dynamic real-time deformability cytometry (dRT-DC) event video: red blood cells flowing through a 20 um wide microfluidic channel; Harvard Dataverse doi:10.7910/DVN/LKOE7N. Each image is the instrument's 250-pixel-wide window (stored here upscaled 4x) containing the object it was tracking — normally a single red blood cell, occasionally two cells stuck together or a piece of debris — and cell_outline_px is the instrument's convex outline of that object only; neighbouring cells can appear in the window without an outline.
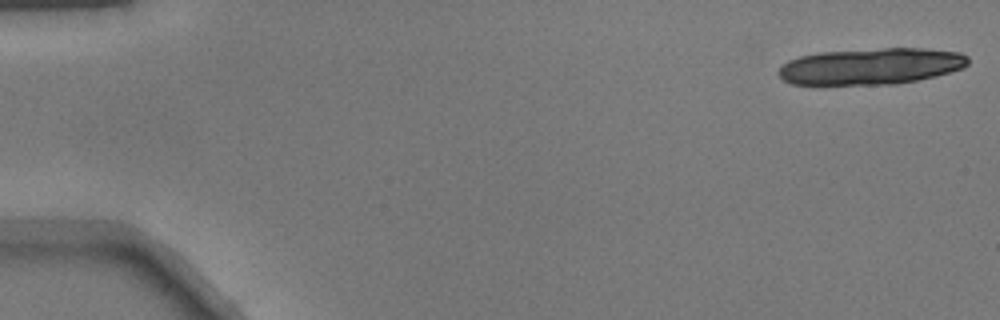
{"species": "common noctule bat (a hibernating species)", "species_latin": "Nyctalus noctula", "temperature_condition": "warm", "stored_images_in_passage": 8, "camera_frame_rate_fps": 3000, "um_per_image_px": 0.085, "animal": {"sex": "male", "body_mass_g": 17.9}, "frame": {"image": 1, "passage_image": 1, "time_ms": 0.0, "image_size_px": [1000, 320], "cell_outline_px": [[968, 64], [964, 68], [936, 76], [896, 84], [792, 84], [784, 80], [776, 72], [788, 60], [800, 56], [820, 52], [884, 48], [920, 48], [960, 52], [968, 56]], "centroid_in_image_um": [74.06, 5.63], "position_along_channel_um": 10.9, "area_um2": 40.11}}